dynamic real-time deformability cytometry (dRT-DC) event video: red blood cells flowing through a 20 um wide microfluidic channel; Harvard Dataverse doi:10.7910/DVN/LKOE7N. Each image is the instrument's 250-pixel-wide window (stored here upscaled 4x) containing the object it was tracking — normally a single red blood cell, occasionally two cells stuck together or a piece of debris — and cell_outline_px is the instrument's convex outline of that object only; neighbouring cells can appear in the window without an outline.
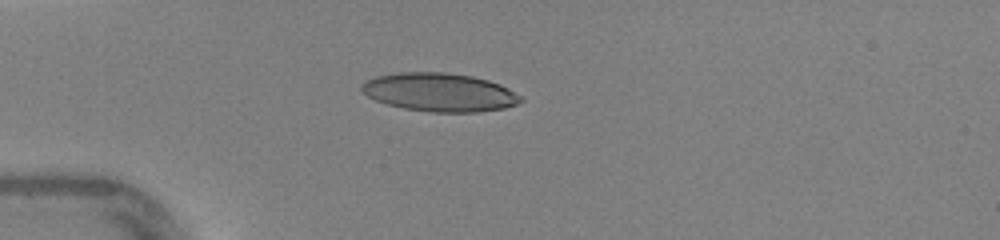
{"species": "human", "species_latin": "Homo sapiens", "temperature_condition": "warm", "stored_images_in_passage": 34, "camera_frame_rate_fps": 3000, "um_per_image_px": 0.085, "donor": {"sex": "female"}, "frame": {"image": 1, "passage_image": 1, "time_ms": 0.0, "image_size_px": [1000, 240], "cell_outline_px": [[524, 100], [516, 104], [504, 108], [476, 112], [432, 112], [404, 108], [388, 104], [376, 100], [360, 92], [360, 84], [376, 76], [400, 72], [444, 72], [472, 76], [488, 80], [500, 84], [508, 88], [520, 96]], "centroid_in_image_um": [37.34, 7.84], "position_along_channel_um": 47.7, "area_um2": 35.55}}
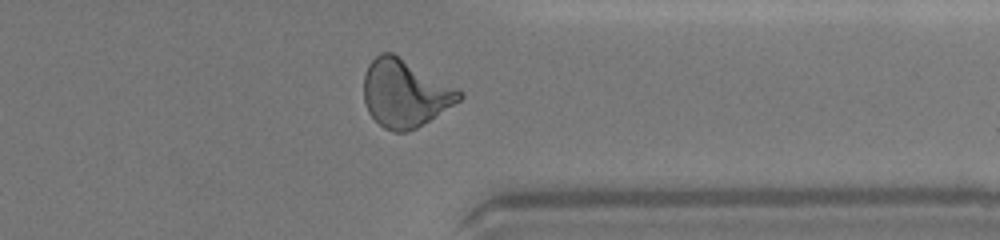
{"frame": {"image": 2, "passage_image": 25, "time_ms": 8.0, "image_size_px": [1000, 240], "cell_outline_px": [[464, 96], [460, 100], [416, 128], [408, 132], [392, 132], [384, 128], [368, 112], [364, 100], [364, 72], [368, 64], [380, 52], [392, 52], [464, 92]], "centroid_in_image_um": [34.4, 7.93], "position_along_channel_um": 377.0, "area_um2": 37.34}}
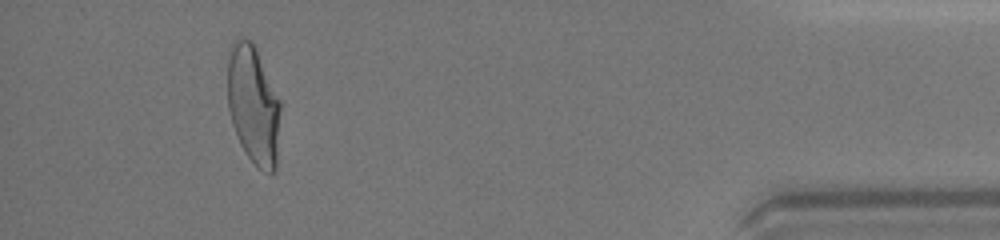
{"frame": {"image": 3, "passage_image": 31, "time_ms": 10.0, "image_size_px": [1000, 240], "cell_outline_px": [[280, 112], [276, 168], [272, 172], [268, 172], [260, 168], [244, 152], [240, 144], [232, 124], [228, 108], [228, 48], [232, 40], [240, 36], [252, 40], [256, 44], [280, 100]], "centroid_in_image_um": [21.52, 8.8], "position_along_channel_um": 413.7, "area_um2": 37.17}, "authors_computed_cell_mechanics": {"area_um2": 35.7204, "velocity_mm_per_s": 4.3912, "shape_relaxation_time_tau1_ms": 6.7629, "shape_relaxation_time_tau2_ms": 0.7634, "deformation_change_tau1": 0.247, "deformation_change_tau2": 0.078}}